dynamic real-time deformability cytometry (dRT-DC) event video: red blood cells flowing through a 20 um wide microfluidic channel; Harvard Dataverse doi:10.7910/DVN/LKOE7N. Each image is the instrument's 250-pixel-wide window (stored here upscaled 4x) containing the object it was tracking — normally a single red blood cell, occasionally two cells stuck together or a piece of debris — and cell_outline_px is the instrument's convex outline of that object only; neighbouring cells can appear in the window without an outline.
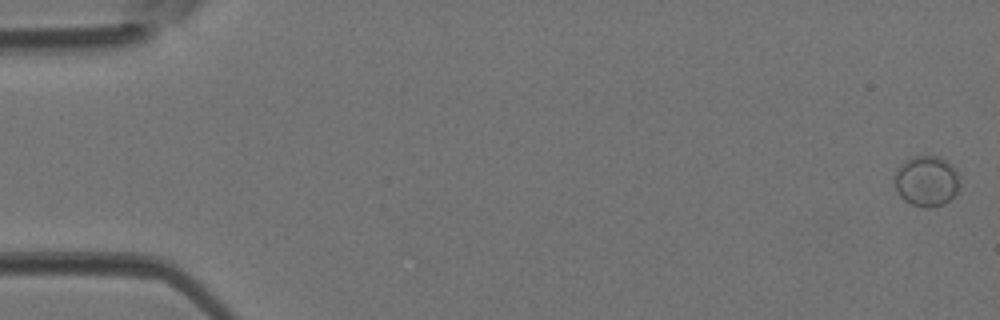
{"species": "Egyptian fruit bat (a non-hibernating species)", "species_latin": "Rousettus aegyptiacus", "temperature_condition": "room temperature", "stored_images_in_passage": 44, "camera_frame_rate_fps": 3000, "um_per_image_px": 0.085, "animal": {"sex": "female"}, "frame": {"image": 1, "passage_image": 1, "time_ms": 0.0, "image_size_px": [1000, 320], "cell_outline_px": [[960, 176], [956, 192], [944, 204], [928, 208], [924, 208], [912, 204], [904, 200], [896, 192], [896, 172], [912, 156], [936, 156], [952, 164], [956, 168]], "centroid_in_image_um": [78.79, 15.4], "position_along_channel_um": 6.2, "area_um2": 18.9}}
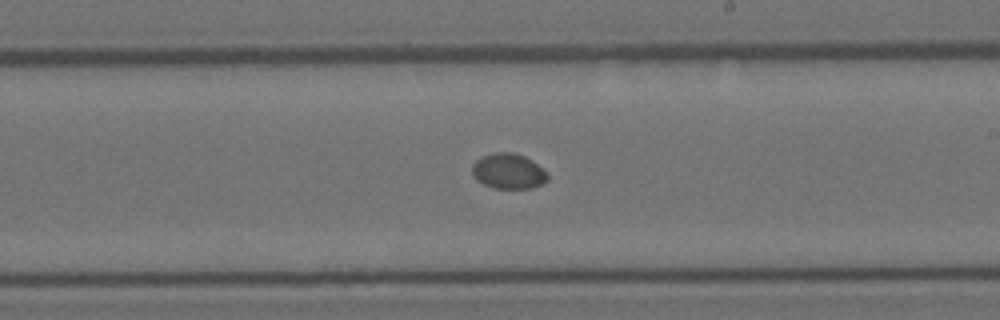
{"frame": {"image": 2, "passage_image": 26, "time_ms": 8.333, "image_size_px": [1000, 320], "cell_outline_px": [[548, 180], [532, 188], [492, 188], [476, 180], [472, 172], [472, 164], [480, 156], [492, 152], [516, 152], [524, 156], [536, 164], [548, 176]], "centroid_in_image_um": [43.15, 14.54], "position_along_channel_um": 245.8, "area_um2": 15.49}}
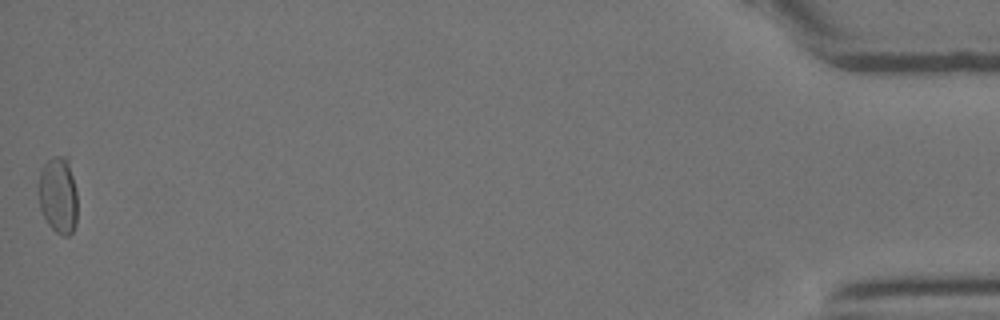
{"frame": {"image": 3, "passage_image": 44, "time_ms": 14.333, "image_size_px": [1000, 320], "cell_outline_px": [[76, 224], [72, 232], [68, 236], [64, 236], [56, 232], [48, 224], [40, 208], [40, 172], [44, 164], [52, 156], [68, 156], [76, 192]], "centroid_in_image_um": [4.97, 16.58], "position_along_channel_um": 430.2, "area_um2": 17.17}}